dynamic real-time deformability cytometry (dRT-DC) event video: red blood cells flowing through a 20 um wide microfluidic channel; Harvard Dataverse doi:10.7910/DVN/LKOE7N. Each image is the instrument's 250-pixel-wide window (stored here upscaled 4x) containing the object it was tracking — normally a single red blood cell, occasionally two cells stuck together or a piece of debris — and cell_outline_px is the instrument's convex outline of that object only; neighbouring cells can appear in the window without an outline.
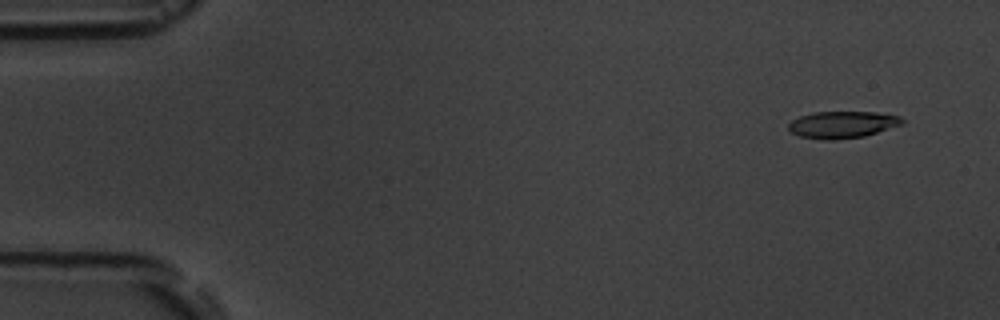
{"species": "common noctule bat (a hibernating species)", "species_latin": "Nyctalus noctula", "temperature_condition": "room temperature", "stored_images_in_passage": 7, "camera_frame_rate_fps": 3000, "um_per_image_px": 0.085, "animal": {"sex": "male", "body_mass_g": 19.5, "forearm_length_mm": 54.6}, "frame": {"image": 1, "passage_image": 2, "time_ms": 1.0, "image_size_px": [1000, 320], "cell_outline_px": [[904, 124], [864, 136], [828, 140], [824, 140], [800, 136], [792, 132], [788, 128], [788, 124], [792, 120], [800, 116], [816, 112], [876, 112], [900, 116], [904, 120]], "centroid_in_image_um": [71.62, 10.58], "position_along_channel_um": 13.4, "area_um2": 17.69}}
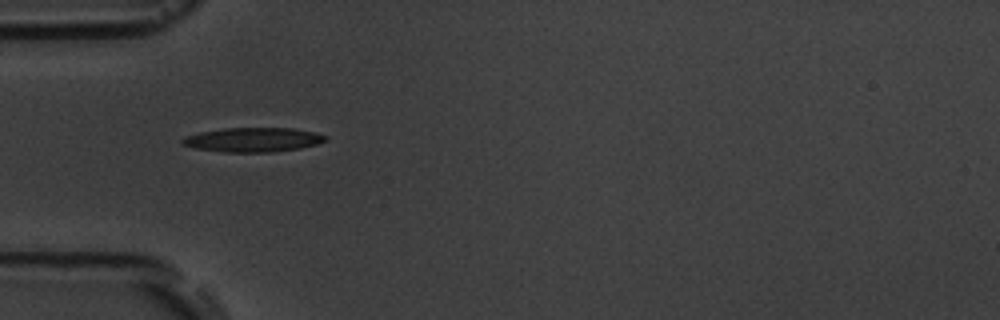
{"frame": {"image": 2, "passage_image": 6, "time_ms": 5.667, "image_size_px": [1000, 320], "cell_outline_px": [[328, 136], [324, 140], [316, 144], [300, 148], [272, 152], [224, 152], [196, 148], [184, 144], [180, 140], [188, 136], [200, 132], [224, 128], [292, 128], [316, 132]], "centroid_in_image_um": [21.54, 11.87], "position_along_channel_um": 63.5, "area_um2": 20.06}}
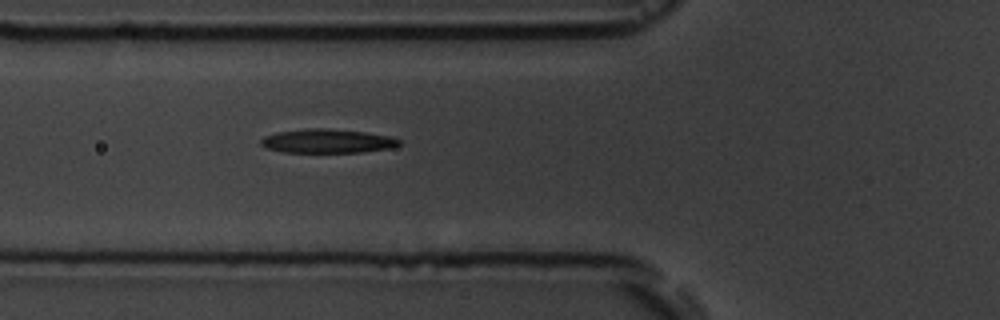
{"frame": {"image": 3, "passage_image": 7, "time_ms": 6.667, "image_size_px": [1000, 320], "cell_outline_px": [[400, 144], [392, 148], [360, 152], [284, 152], [268, 148], [260, 144], [260, 140], [264, 136], [276, 132], [308, 128], [328, 128], [364, 132], [388, 136], [400, 140]], "centroid_in_image_um": [27.8, 11.98], "position_along_channel_um": 98.0, "area_um2": 19.19}}